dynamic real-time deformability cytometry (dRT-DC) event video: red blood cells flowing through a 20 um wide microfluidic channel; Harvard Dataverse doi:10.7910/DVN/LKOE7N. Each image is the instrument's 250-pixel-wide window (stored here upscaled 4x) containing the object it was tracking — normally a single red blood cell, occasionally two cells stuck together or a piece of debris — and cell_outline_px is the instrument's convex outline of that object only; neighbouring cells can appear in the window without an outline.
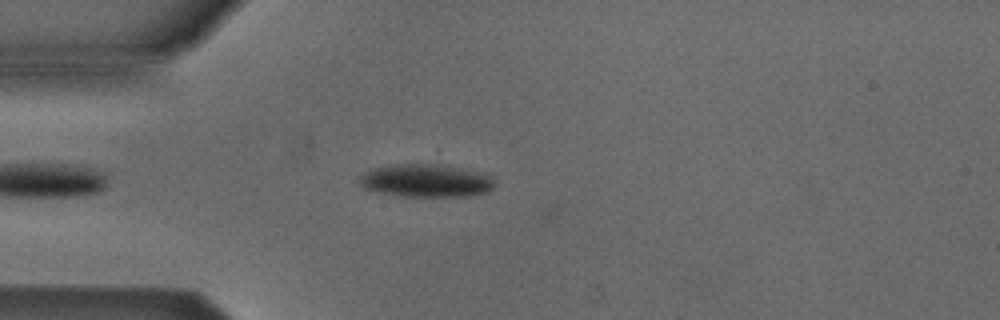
{"species": "Egyptian fruit bat (a non-hibernating species)", "species_latin": "Rousettus aegyptiacus", "temperature_condition": "cold", "stored_images_in_passage": 12, "camera_frame_rate_fps": 3000, "um_per_image_px": 0.085, "animal": {"sex": "male"}, "frame": {"image": 1, "passage_image": 4, "time_ms": 1.0, "image_size_px": [1000, 320], "cell_outline_px": [[496, 184], [488, 192], [468, 196], [400, 196], [376, 192], [364, 188], [360, 184], [360, 176], [376, 168], [388, 164], [444, 164], [464, 168], [488, 176]], "centroid_in_image_um": [36.21, 15.35], "position_along_channel_um": 48.8, "area_um2": 25.84}}
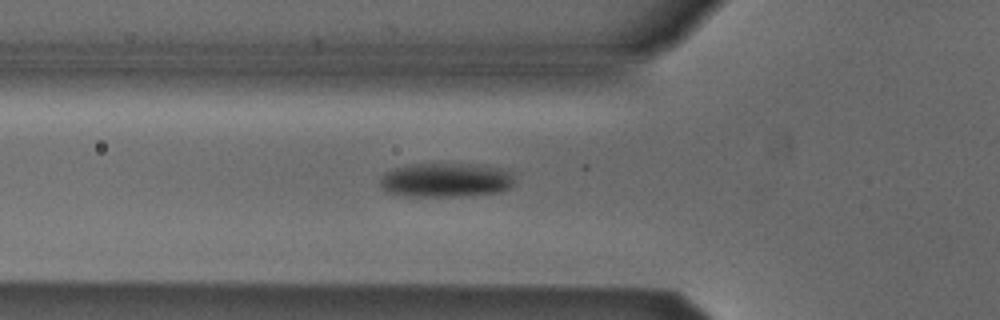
{"frame": {"image": 2, "passage_image": 8, "time_ms": 2.333, "image_size_px": [1000, 320], "cell_outline_px": [[512, 184], [508, 188], [500, 192], [464, 196], [404, 196], [388, 192], [380, 184], [380, 180], [384, 172], [392, 168], [412, 164], [452, 164], [496, 168], [504, 172], [512, 180]], "centroid_in_image_um": [37.75, 15.33], "position_along_channel_um": 88.0, "area_um2": 26.01}}
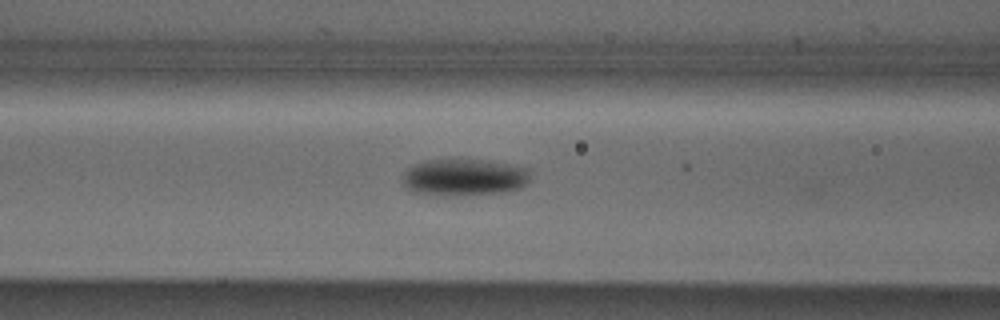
{"frame": {"image": 3, "passage_image": 11, "time_ms": 3.333, "image_size_px": [1000, 320], "cell_outline_px": [[528, 184], [520, 188], [504, 192], [444, 196], [412, 192], [404, 184], [404, 172], [412, 164], [428, 160], [484, 160], [516, 164], [528, 168]], "centroid_in_image_um": [39.47, 15.07], "position_along_channel_um": 127.1, "area_um2": 27.51}}